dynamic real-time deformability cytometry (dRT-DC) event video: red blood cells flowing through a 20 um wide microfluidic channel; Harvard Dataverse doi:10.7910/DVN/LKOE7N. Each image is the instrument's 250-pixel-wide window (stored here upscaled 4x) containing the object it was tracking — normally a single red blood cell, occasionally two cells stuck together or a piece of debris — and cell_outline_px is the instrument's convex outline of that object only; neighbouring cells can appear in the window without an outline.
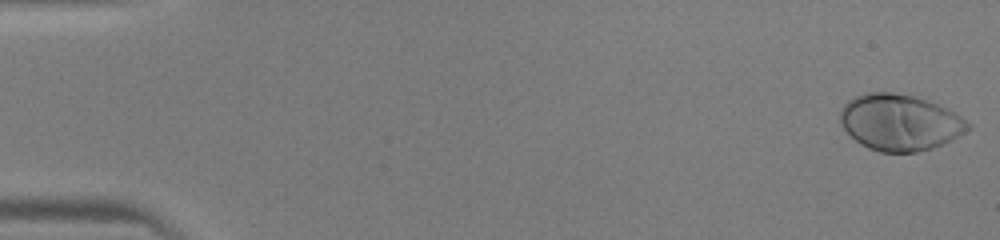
{"species": "human", "species_latin": "Homo sapiens", "temperature_condition": "warm", "stored_images_in_passage": 47, "camera_frame_rate_fps": 3000, "um_per_image_px": 0.085, "donor": {"sex": "male"}, "frame": {"image": 1, "passage_image": 1, "time_ms": 0.0, "image_size_px": [1000, 240], "cell_outline_px": [[972, 128], [952, 140], [932, 148], [916, 152], [880, 152], [868, 148], [860, 144], [840, 124], [840, 108], [848, 100], [856, 96], [868, 92], [892, 92], [912, 96], [928, 100], [960, 116], [972, 124]], "centroid_in_image_um": [76.48, 10.41], "position_along_channel_um": 8.5, "area_um2": 41.79}}
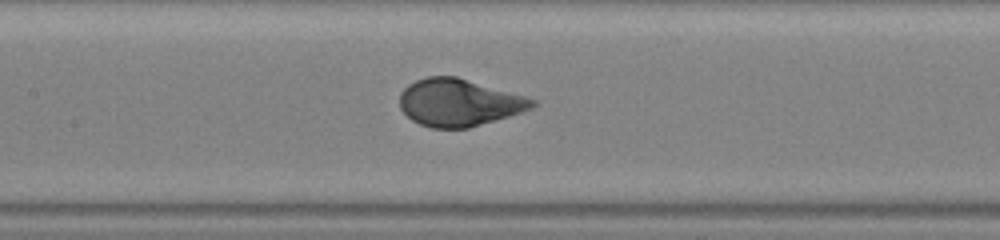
{"frame": {"image": 2, "passage_image": 23, "time_ms": 7.333, "image_size_px": [1000, 240], "cell_outline_px": [[536, 104], [532, 108], [508, 116], [468, 128], [432, 128], [420, 124], [412, 120], [400, 108], [400, 92], [408, 84], [416, 80], [428, 76], [456, 76], [524, 96], [536, 100]], "centroid_in_image_um": [38.97, 8.71], "position_along_channel_um": 168.4, "area_um2": 36.18}}
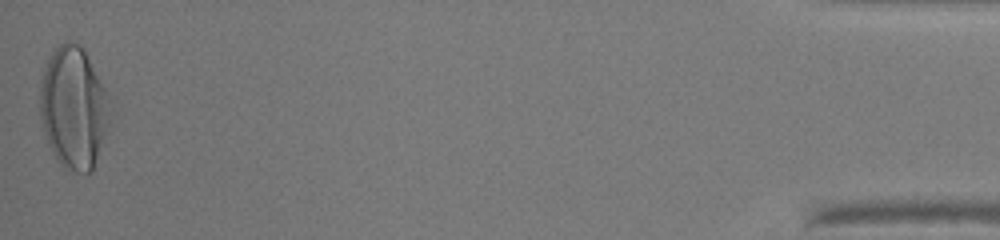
{"frame": {"image": 3, "passage_image": 47, "time_ms": 15.333, "image_size_px": [1000, 240], "cell_outline_px": [[112, 112], [92, 172], [76, 172], [64, 168], [60, 164], [52, 152], [48, 144], [44, 132], [40, 116], [40, 88], [44, 68], [52, 52], [60, 44], [72, 40], [80, 44], [84, 48], [104, 88], [112, 108]], "centroid_in_image_um": [6.25, 9.16], "position_along_channel_um": 428.9, "area_um2": 49.53}}